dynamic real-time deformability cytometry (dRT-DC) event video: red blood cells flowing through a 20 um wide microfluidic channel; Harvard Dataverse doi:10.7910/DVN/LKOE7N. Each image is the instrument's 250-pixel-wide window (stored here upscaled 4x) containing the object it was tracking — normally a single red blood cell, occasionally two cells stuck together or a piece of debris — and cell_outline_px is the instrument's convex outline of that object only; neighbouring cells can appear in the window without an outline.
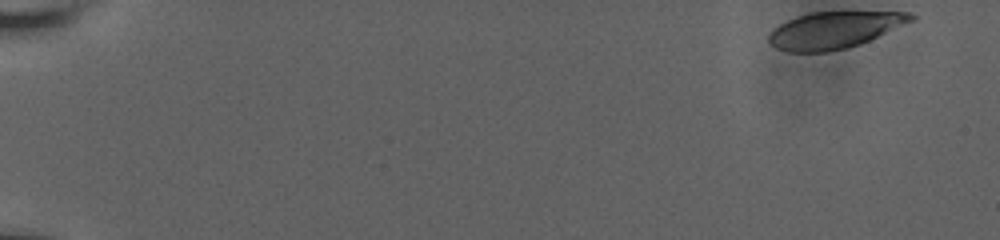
{"species": "human", "species_latin": "Homo sapiens", "temperature_condition": "room temperature", "stored_images_in_passage": 55, "camera_frame_rate_fps": 3000, "um_per_image_px": 0.085, "donor": {"sex": "male"}, "frame": {"image": 1, "passage_image": 1, "time_ms": 0.0, "image_size_px": [1000, 240], "cell_outline_px": [[916, 20], [860, 44], [828, 52], [788, 52], [776, 48], [768, 44], [768, 36], [780, 24], [796, 16], [808, 12], [912, 12], [916, 16]], "centroid_in_image_um": [70.94, 2.55], "position_along_channel_um": 14.1, "area_um2": 30.52}}
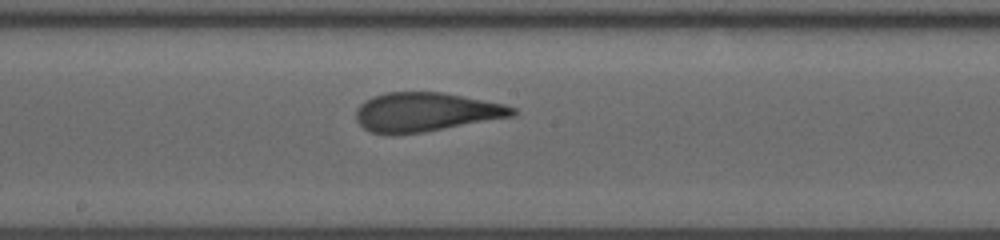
{"frame": {"image": 2, "passage_image": 31, "time_ms": 10.0, "image_size_px": [1000, 240], "cell_outline_px": [[516, 116], [424, 132], [368, 132], [356, 120], [356, 108], [364, 100], [372, 96], [388, 92], [440, 92], [464, 96], [504, 104], [516, 108]], "centroid_in_image_um": [36.22, 9.5], "position_along_channel_um": 212.0, "area_um2": 35.26}}
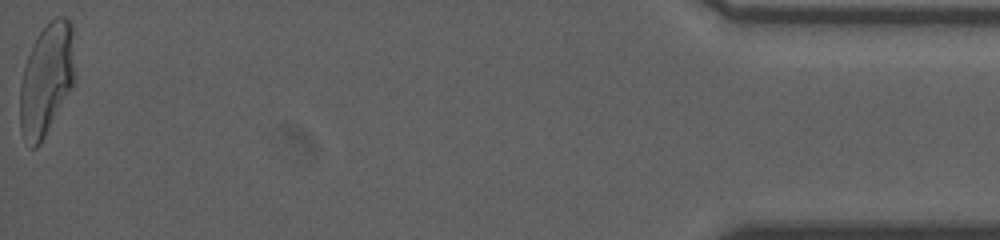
{"frame": {"image": 3, "passage_image": 55, "time_ms": 18.0, "image_size_px": [1000, 240], "cell_outline_px": [[72, 84], [40, 144], [36, 148], [32, 148], [24, 140], [20, 132], [20, 84], [24, 64], [32, 44], [36, 36], [56, 16], [64, 16], [72, 24]], "centroid_in_image_um": [3.88, 6.76], "position_along_channel_um": 431.3, "area_um2": 34.85}, "authors_computed_cell_mechanics": {"area_um2": 34.9112, "velocity_mm_per_s": 3.81, "shape_relaxation_time_tau1_ms": 6.4064, "shape_relaxation_time_tau2_ms": 0.9736, "deformation_change_tau1": 0.2347, "deformation_change_tau2": 0.098}}